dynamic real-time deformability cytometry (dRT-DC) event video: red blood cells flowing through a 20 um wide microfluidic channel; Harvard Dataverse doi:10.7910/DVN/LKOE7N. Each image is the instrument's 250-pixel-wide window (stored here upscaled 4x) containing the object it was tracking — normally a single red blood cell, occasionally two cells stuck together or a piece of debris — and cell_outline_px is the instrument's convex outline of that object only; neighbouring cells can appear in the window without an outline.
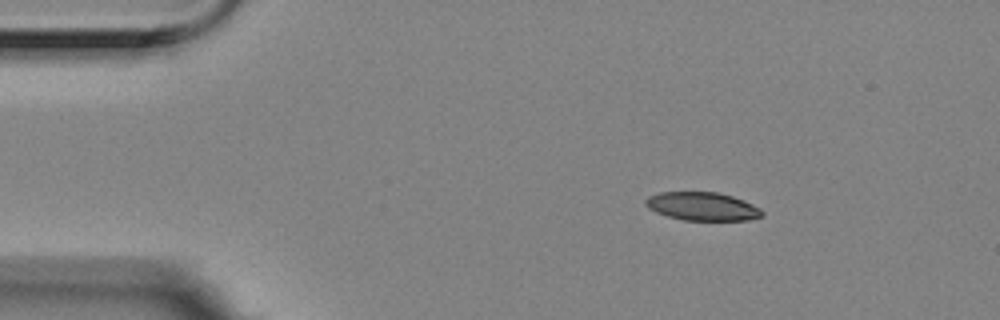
{"species": "Egyptian fruit bat (a non-hibernating species)", "species_latin": "Rousettus aegyptiacus", "temperature_condition": "room temperature", "stored_images_in_passage": 2, "camera_frame_rate_fps": 3000, "um_per_image_px": 0.085, "animal": {"sex": "female"}, "frame": {"image": 1, "passage_image": 1, "time_ms": 0.0, "image_size_px": [1000, 320], "cell_outline_px": [[764, 216], [748, 220], [684, 220], [668, 216], [656, 212], [648, 208], [644, 204], [644, 200], [648, 196], [660, 192], [720, 192], [744, 200], [760, 208], [764, 212]], "centroid_in_image_um": [59.71, 17.54], "position_along_channel_um": 25.3, "area_um2": 19.36}}